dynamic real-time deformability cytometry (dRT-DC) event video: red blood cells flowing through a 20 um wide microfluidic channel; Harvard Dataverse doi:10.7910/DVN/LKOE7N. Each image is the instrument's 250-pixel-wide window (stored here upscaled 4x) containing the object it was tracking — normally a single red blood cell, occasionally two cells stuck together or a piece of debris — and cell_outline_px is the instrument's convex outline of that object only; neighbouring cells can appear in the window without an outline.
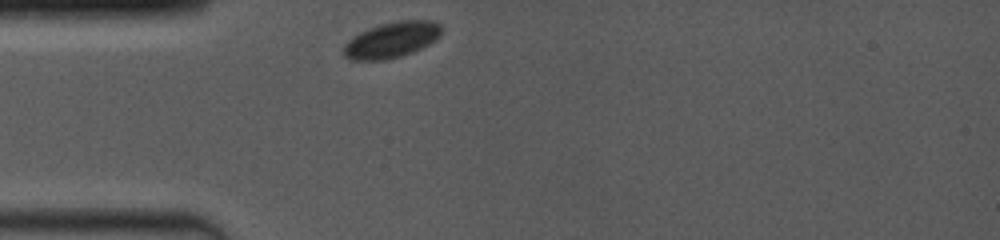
{"species": "common noctule bat (a hibernating species)", "species_latin": "Nyctalus noctula", "temperature_condition": "room temperature", "stored_images_in_passage": 45, "camera_frame_rate_fps": 4000, "um_per_image_px": 0.085, "animal": {"sex": "female", "body_mass_g": 19.0, "forearm_length_mm": 53.3}, "frame": {"image": 1, "passage_image": 1, "time_ms": 0.0, "image_size_px": [1000, 240], "cell_outline_px": [[440, 36], [436, 40], [412, 52], [400, 56], [384, 60], [352, 60], [344, 56], [344, 44], [352, 36], [368, 28], [380, 24], [396, 20], [432, 20], [440, 24]], "centroid_in_image_um": [33.27, 3.38], "position_along_channel_um": 51.7, "area_um2": 20.4}}
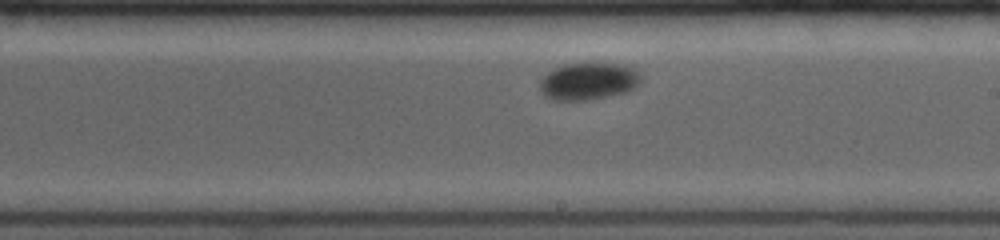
{"frame": {"image": 2, "passage_image": 27, "time_ms": 5.5, "image_size_px": [1000, 240], "cell_outline_px": [[640, 84], [624, 92], [584, 100], [552, 100], [544, 96], [540, 88], [540, 80], [552, 68], [564, 64], [588, 60], [620, 64], [632, 68], [640, 72]], "centroid_in_image_um": [49.98, 6.84], "position_along_channel_um": 239.0, "area_um2": 22.37}}
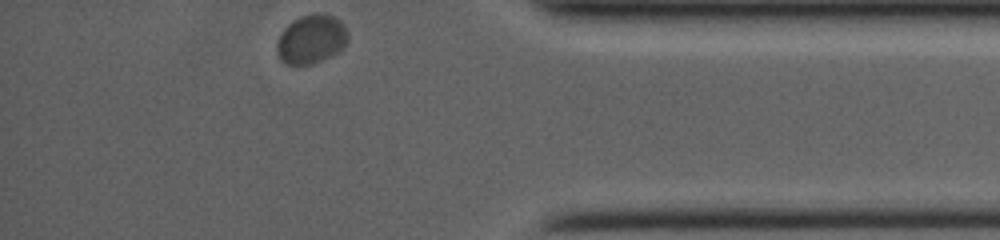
{"frame": {"image": 3, "passage_image": 45, "time_ms": 10.5, "image_size_px": [1000, 240], "cell_outline_px": [[348, 40], [344, 48], [332, 56], [312, 64], [288, 64], [280, 60], [276, 48], [276, 44], [280, 32], [292, 20], [300, 16], [312, 12], [324, 12], [336, 16], [344, 24], [348, 32]], "centroid_in_image_um": [26.48, 3.29], "position_along_channel_um": 408.7, "area_um2": 20.87}}